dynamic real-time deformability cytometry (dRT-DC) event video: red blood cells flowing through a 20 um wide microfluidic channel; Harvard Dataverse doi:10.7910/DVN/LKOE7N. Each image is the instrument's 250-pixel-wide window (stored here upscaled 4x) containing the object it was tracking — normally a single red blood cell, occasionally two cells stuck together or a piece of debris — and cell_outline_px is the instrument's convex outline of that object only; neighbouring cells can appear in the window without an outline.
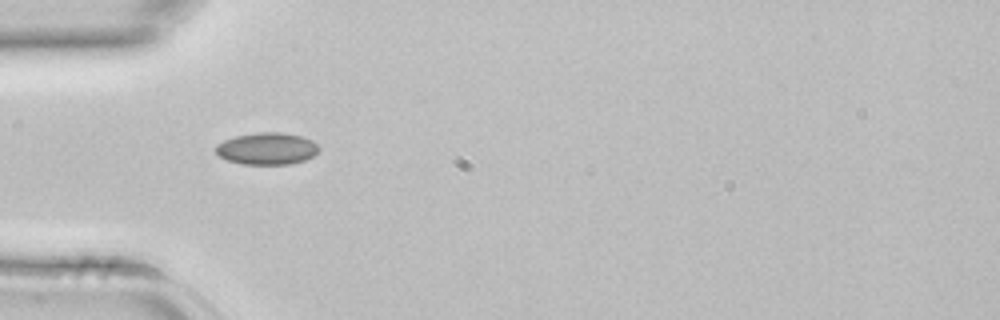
{"species": "common noctule bat (a hibernating species)", "species_latin": "Nyctalus noctula", "temperature_condition": "room temperature", "stored_images_in_passage": 4, "camera_frame_rate_fps": 3000, "um_per_image_px": 0.085, "animal": {"sex": "female", "body_mass_g": 22.7, "forearm_length_mm": 54.2}, "frame": {"image": 1, "passage_image": 4, "time_ms": 1.0, "image_size_px": [1000, 320], "cell_outline_px": [[320, 148], [312, 156], [304, 160], [292, 164], [240, 164], [228, 160], [220, 156], [212, 148], [216, 144], [224, 140], [236, 136], [256, 132], [284, 132], [300, 136], [312, 140]], "centroid_in_image_um": [22.66, 12.62], "position_along_channel_um": 62.3, "area_um2": 19.31}}